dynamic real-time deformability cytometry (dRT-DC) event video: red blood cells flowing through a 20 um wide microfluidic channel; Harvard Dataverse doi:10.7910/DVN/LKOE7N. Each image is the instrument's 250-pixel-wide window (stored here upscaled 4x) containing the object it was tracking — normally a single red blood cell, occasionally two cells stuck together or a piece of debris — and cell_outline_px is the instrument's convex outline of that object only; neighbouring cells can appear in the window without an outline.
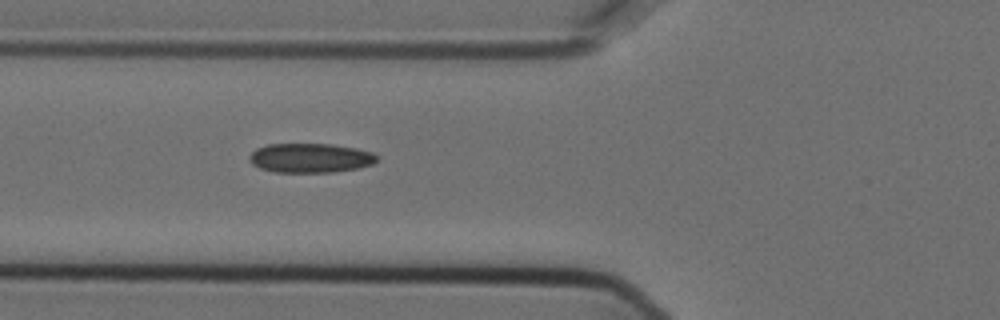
{"species": "Egyptian fruit bat (a non-hibernating species)", "species_latin": "Rousettus aegyptiacus", "temperature_condition": "cold", "stored_images_in_passage": 6, "camera_frame_rate_fps": 3000, "um_per_image_px": 0.085, "animal": {"sex": "female"}, "frame": {"image": 1, "passage_image": 6, "time_ms": 1.667, "image_size_px": [1000, 320], "cell_outline_px": [[376, 160], [372, 164], [356, 168], [332, 172], [276, 172], [260, 168], [252, 164], [248, 160], [248, 156], [256, 148], [268, 144], [332, 144], [356, 148], [372, 152], [376, 156]], "centroid_in_image_um": [26.33, 13.42], "position_along_channel_um": 99.5, "area_um2": 21.73}}